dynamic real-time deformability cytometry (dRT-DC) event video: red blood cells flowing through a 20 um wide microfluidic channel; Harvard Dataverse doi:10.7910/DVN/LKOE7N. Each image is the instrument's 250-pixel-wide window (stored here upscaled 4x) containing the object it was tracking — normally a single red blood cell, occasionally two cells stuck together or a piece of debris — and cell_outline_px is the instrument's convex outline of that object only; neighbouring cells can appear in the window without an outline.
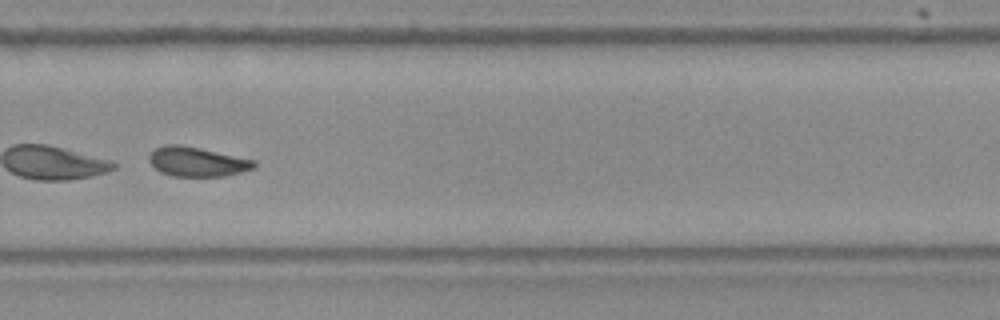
{"species": "Egyptian fruit bat (a non-hibernating species)", "species_latin": "Rousettus aegyptiacus", "temperature_condition": "room temperature", "stored_images_in_passage": 36, "camera_frame_rate_fps": 3000, "um_per_image_px": 0.085, "frame": {"image": 1, "passage_image": 26, "time_ms": 8.333, "image_size_px": [1000, 320], "cell_outline_px": [[256, 168], [224, 176], [172, 176], [160, 172], [148, 160], [148, 156], [156, 148], [168, 144], [180, 144], [200, 148], [256, 160]], "centroid_in_image_um": [16.77, 13.74], "position_along_channel_um": 313.0, "area_um2": 18.03}, "authors_computed_cell_mechanics": {"area_um2": 18.5538, "velocity_mm_per_s": 3.858, "shape_relaxation_time_tau1_ms": 0.748, "shape_relaxation_time_tau2_ms": 3.5774, "deformation_change_tau1": 0.236, "deformation_change_tau2": 0.0791}}